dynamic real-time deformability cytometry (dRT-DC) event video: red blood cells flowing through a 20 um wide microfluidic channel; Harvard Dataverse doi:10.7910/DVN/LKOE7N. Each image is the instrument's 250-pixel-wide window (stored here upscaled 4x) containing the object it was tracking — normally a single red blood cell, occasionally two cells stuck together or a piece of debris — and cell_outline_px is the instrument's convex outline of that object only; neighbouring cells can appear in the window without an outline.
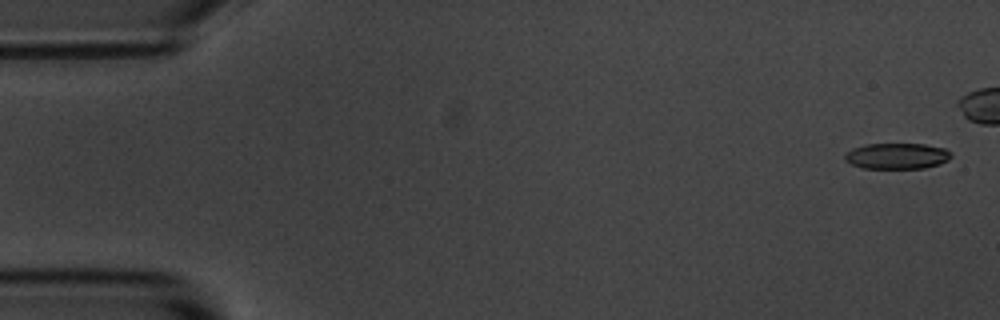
{"species": "common noctule bat (a hibernating species)", "species_latin": "Nyctalus noctula", "temperature_condition": "room temperature", "stored_images_in_passage": 5, "camera_frame_rate_fps": 3000, "um_per_image_px": 0.085, "animal": {"sex": "male", "body_mass_g": 20.1, "forearm_length_mm": 53.5}, "frame": {"image": 1, "passage_image": 1, "time_ms": 0.0, "image_size_px": [1000, 320], "cell_outline_px": [[952, 156], [948, 160], [940, 164], [924, 168], [860, 168], [844, 160], [844, 152], [852, 148], [864, 144], [924, 144], [944, 148], [952, 152]], "centroid_in_image_um": [76.22, 13.26], "position_along_channel_um": 8.8, "area_um2": 16.24}}